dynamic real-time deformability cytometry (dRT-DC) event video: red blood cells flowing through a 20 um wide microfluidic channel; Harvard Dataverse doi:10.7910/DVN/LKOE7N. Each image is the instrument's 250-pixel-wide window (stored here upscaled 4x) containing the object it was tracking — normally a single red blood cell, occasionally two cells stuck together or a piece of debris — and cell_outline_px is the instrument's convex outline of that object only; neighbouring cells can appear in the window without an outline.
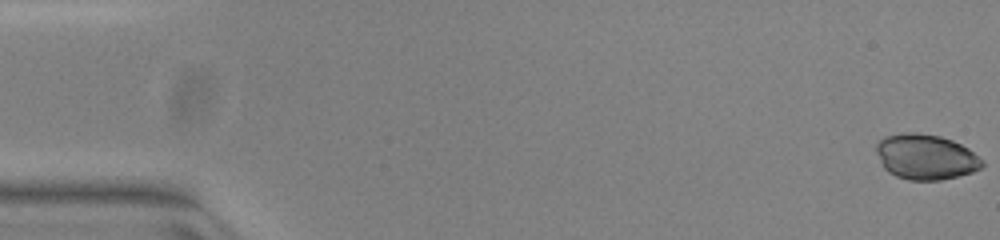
{"species": "common noctule bat (a hibernating species)", "species_latin": "Nyctalus noctula", "temperature_condition": "warm", "stored_images_in_passage": 53, "camera_frame_rate_fps": 3000, "um_per_image_px": 0.085, "animal": {"sex": "female", "body_mass_g": 23.0, "forearm_length_mm": 53.4}, "frame": {"image": 1, "passage_image": 1, "time_ms": 0.0, "image_size_px": [1000, 240], "cell_outline_px": [[984, 164], [980, 168], [972, 172], [940, 180], [908, 180], [896, 176], [888, 172], [884, 168], [876, 152], [876, 144], [884, 136], [904, 132], [916, 132], [940, 136], [952, 140], [968, 148], [984, 160]], "centroid_in_image_um": [78.68, 13.33], "position_along_channel_um": 6.3, "area_um2": 28.03}}
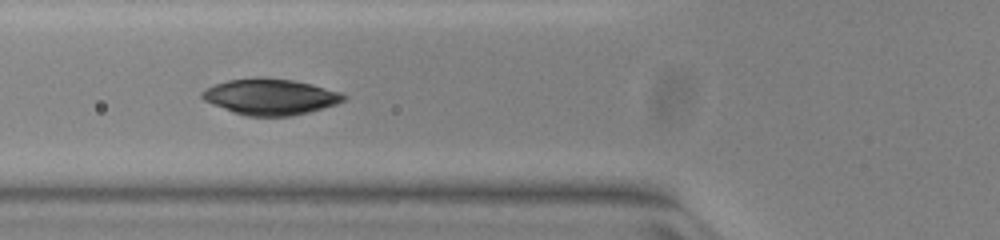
{"frame": {"image": 2, "passage_image": 20, "time_ms": 6.333, "image_size_px": [1000, 240], "cell_outline_px": [[348, 96], [344, 100], [336, 104], [308, 112], [292, 116], [248, 116], [232, 112], [204, 100], [200, 96], [200, 92], [216, 84], [228, 80], [260, 76], [292, 80], [312, 84], [340, 92]], "centroid_in_image_um": [22.98, 8.22], "position_along_channel_um": 102.8, "area_um2": 29.65}}
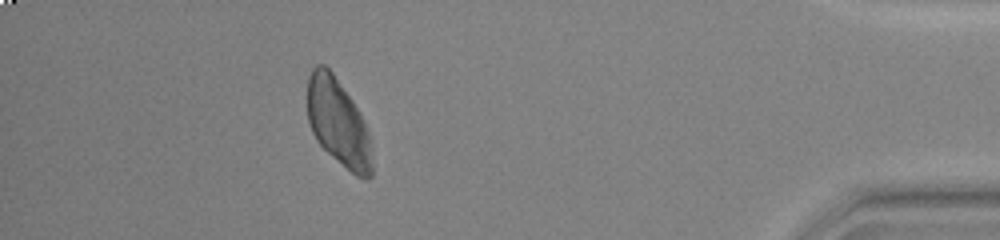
{"frame": {"image": 3, "passage_image": 47, "time_ms": 15.333, "image_size_px": [1000, 240], "cell_outline_px": [[372, 176], [368, 180], [364, 180], [356, 176], [332, 156], [316, 140], [312, 132], [308, 120], [308, 76], [312, 68], [316, 64], [324, 64], [332, 72], [352, 100], [368, 128], [372, 160]], "centroid_in_image_um": [28.75, 10.43], "position_along_channel_um": 406.4, "area_um2": 32.71}}